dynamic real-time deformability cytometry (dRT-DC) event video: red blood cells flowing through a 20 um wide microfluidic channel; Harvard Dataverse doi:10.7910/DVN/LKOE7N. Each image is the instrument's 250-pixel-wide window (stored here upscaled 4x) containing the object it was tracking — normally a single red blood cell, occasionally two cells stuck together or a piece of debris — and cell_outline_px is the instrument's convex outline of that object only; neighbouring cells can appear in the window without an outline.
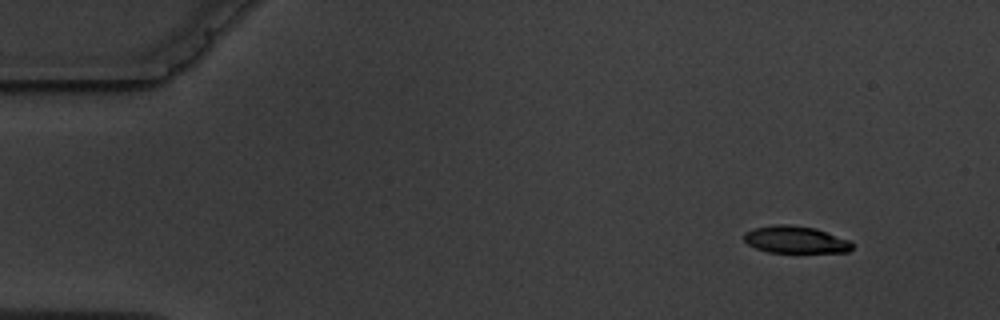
{"species": "common noctule bat (a hibernating species)", "species_latin": "Nyctalus noctula", "temperature_condition": "warm", "stored_images_in_passage": 4, "camera_frame_rate_fps": 3000, "um_per_image_px": 0.085, "animal": {"sex": "male", "body_mass_g": 19.5, "forearm_length_mm": 54.6}, "frame": {"image": 1, "passage_image": 1, "time_ms": 0.0, "image_size_px": [1000, 320], "cell_outline_px": [[852, 248], [848, 252], [768, 252], [756, 248], [748, 244], [744, 240], [744, 232], [752, 228], [776, 224], [788, 224], [816, 228], [848, 240], [852, 244]], "centroid_in_image_um": [67.57, 20.36], "position_along_channel_um": 17.4, "area_um2": 17.05}}
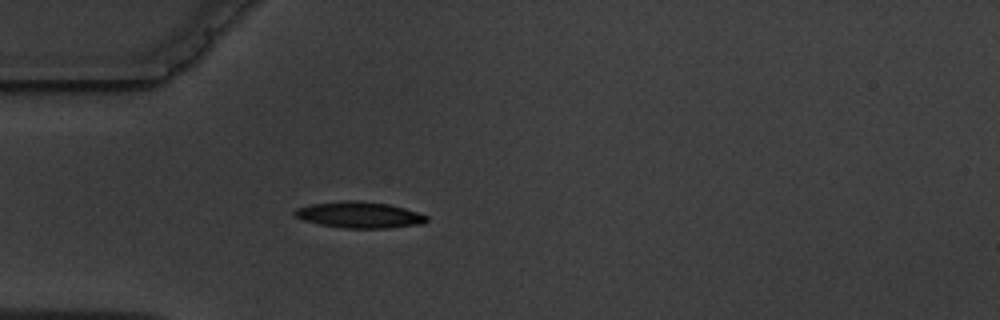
{"frame": {"image": 2, "passage_image": 4, "time_ms": 3.667, "image_size_px": [1000, 320], "cell_outline_px": [[428, 220], [424, 224], [388, 228], [344, 228], [320, 224], [304, 220], [296, 216], [292, 212], [296, 208], [312, 204], [344, 200], [360, 200], [388, 204], [404, 208], [428, 216]], "centroid_in_image_um": [30.56, 18.26], "position_along_channel_um": 54.4, "area_um2": 20.17}}